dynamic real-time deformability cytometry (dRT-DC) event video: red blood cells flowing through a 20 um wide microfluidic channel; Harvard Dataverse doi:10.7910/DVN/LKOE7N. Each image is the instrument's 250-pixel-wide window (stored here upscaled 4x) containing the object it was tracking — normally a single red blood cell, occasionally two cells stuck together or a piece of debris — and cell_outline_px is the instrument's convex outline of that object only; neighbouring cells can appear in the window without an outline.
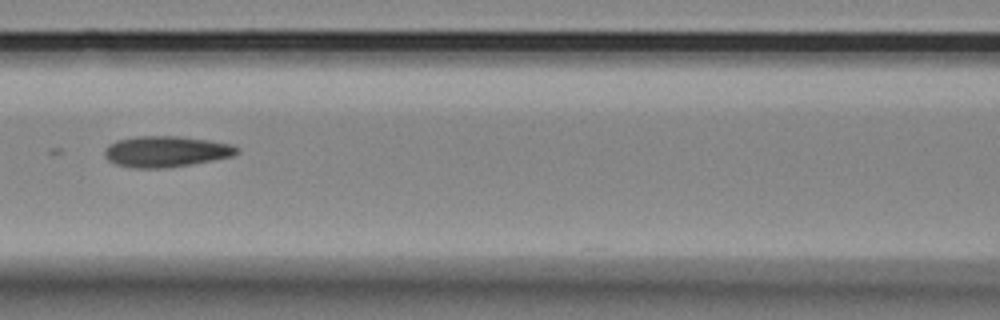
{"species": "Egyptian fruit bat (a non-hibernating species)", "species_latin": "Rousettus aegyptiacus", "temperature_condition": "room temperature", "stored_images_in_passage": 45, "camera_frame_rate_fps": 3000, "um_per_image_px": 0.085, "animal": {"sex": "female"}, "frame": {"image": 1, "passage_image": 15, "time_ms": 4.667, "image_size_px": [1000, 320], "cell_outline_px": [[240, 152], [232, 156], [192, 164], [168, 168], [132, 168], [116, 164], [108, 160], [104, 156], [104, 152], [108, 144], [116, 140], [136, 136], [176, 136], [208, 140], [232, 144], [240, 148]], "centroid_in_image_um": [14.1, 12.88], "position_along_channel_um": 152.5, "area_um2": 24.04}}
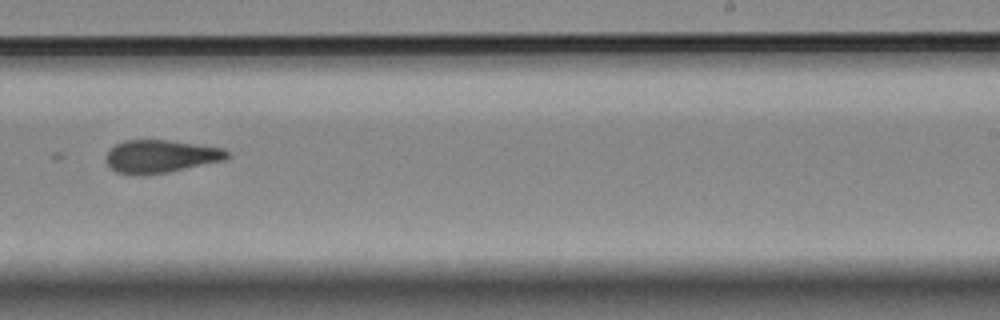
{"frame": {"image": 2, "passage_image": 25, "time_ms": 8.0, "image_size_px": [1000, 320], "cell_outline_px": [[228, 156], [224, 160], [168, 172], [136, 176], [116, 172], [108, 164], [108, 152], [116, 144], [124, 140], [168, 140], [224, 148], [228, 152]], "centroid_in_image_um": [13.66, 13.29], "position_along_channel_um": 275.3, "area_um2": 22.95}}
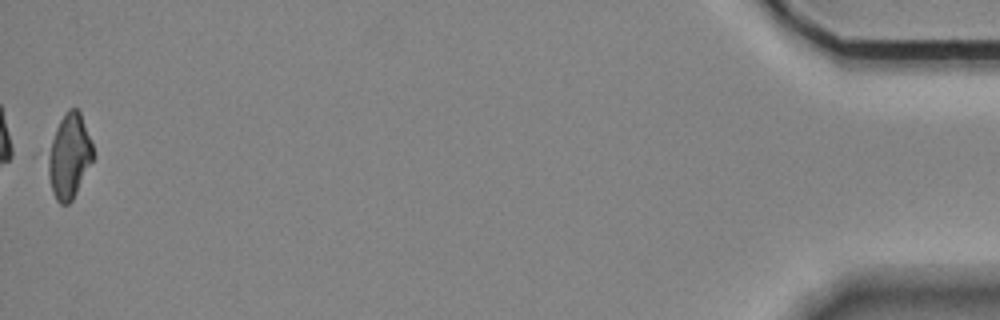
{"frame": {"image": 3, "passage_image": 45, "time_ms": 14.667, "image_size_px": [1000, 320], "cell_outline_px": [[96, 156], [72, 200], [68, 204], [60, 204], [56, 200], [52, 192], [48, 176], [48, 156], [52, 140], [56, 128], [60, 120], [68, 108], [76, 108], [80, 112], [92, 144]], "centroid_in_image_um": [5.9, 13.29], "position_along_channel_um": 429.3, "area_um2": 22.14}, "authors_computed_cell_mechanics": {"area_um2": 23.5824, "velocity_mm_per_s": 3.7179, "shape_relaxation_time_tau1_ms": null, "shape_relaxation_time_tau2_ms": 2.2698, "deformation_change_tau1": null, "deformation_change_tau2": 0.0853}}